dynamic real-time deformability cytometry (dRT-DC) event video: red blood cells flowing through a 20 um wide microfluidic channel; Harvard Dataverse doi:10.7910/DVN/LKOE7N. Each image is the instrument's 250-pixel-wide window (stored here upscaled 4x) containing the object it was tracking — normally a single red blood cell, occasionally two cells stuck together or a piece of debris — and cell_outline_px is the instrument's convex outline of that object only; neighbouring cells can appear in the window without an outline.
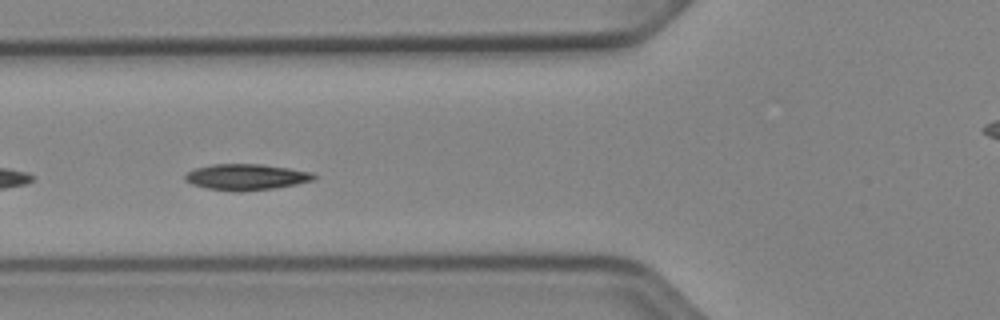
{"species": "Egyptian fruit bat (a non-hibernating species)", "species_latin": "Rousettus aegyptiacus", "temperature_condition": "cold", "stored_images_in_passage": 23, "camera_frame_rate_fps": 3000, "um_per_image_px": 0.085, "animal": {"sex": "female"}, "frame": {"image": 1, "passage_image": 20, "time_ms": 6.333, "image_size_px": [1000, 320], "cell_outline_px": [[316, 180], [276, 188], [240, 192], [236, 192], [208, 188], [192, 184], [184, 180], [184, 176], [188, 172], [196, 168], [212, 164], [264, 164], [312, 172], [316, 176]], "centroid_in_image_um": [20.95, 15.05], "position_along_channel_um": 104.8, "area_um2": 19.65}}